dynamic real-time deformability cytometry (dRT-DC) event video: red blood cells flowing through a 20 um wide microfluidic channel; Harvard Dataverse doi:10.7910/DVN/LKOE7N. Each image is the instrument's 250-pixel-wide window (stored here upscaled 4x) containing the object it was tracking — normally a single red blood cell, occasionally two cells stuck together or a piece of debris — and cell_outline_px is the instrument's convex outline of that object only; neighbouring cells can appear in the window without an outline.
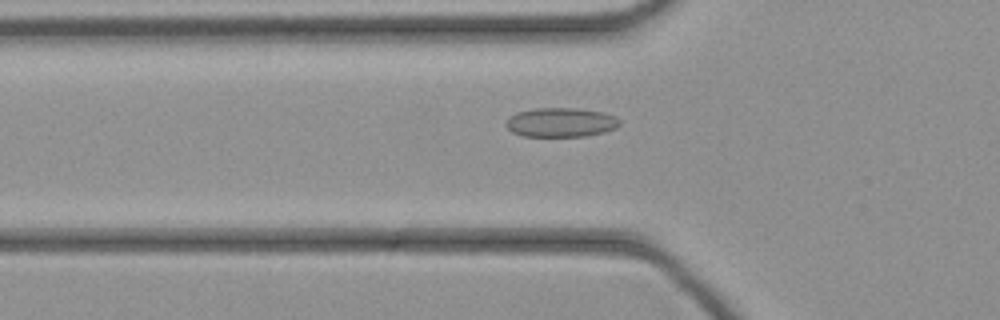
{"species": "common noctule bat (a hibernating species)", "species_latin": "Nyctalus noctula", "temperature_condition": "cold", "stored_images_in_passage": 39, "camera_frame_rate_fps": 3000, "um_per_image_px": 0.085, "animal": {"sex": "female", "body_mass_g": 21.9}, "frame": {"image": 1, "passage_image": 9, "time_ms": 2.667, "image_size_px": [1000, 320], "cell_outline_px": [[620, 124], [616, 128], [604, 132], [588, 136], [524, 136], [512, 132], [504, 124], [516, 112], [536, 108], [576, 108], [604, 112], [616, 116], [620, 120]], "centroid_in_image_um": [47.71, 10.4], "position_along_channel_um": 78.1, "area_um2": 19.42}}
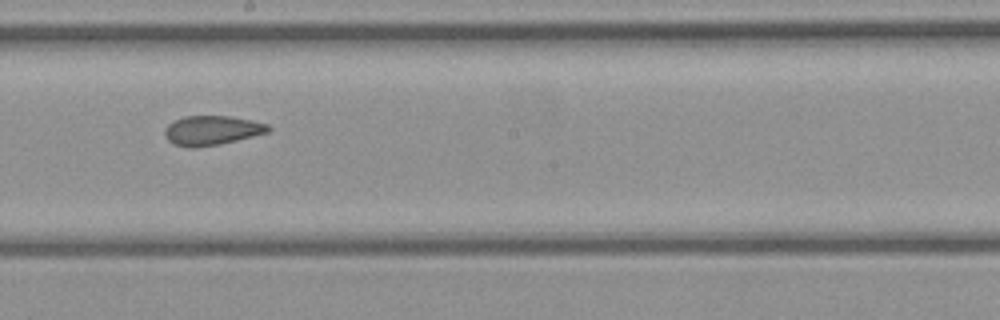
{"frame": {"image": 2, "passage_image": 19, "time_ms": 6.0, "image_size_px": [1000, 320], "cell_outline_px": [[272, 128], [268, 132], [220, 144], [196, 148], [188, 148], [172, 144], [164, 136], [164, 128], [168, 124], [184, 116], [228, 116], [252, 120], [268, 124]], "centroid_in_image_um": [17.97, 11.09], "position_along_channel_um": 230.2, "area_um2": 17.86}}
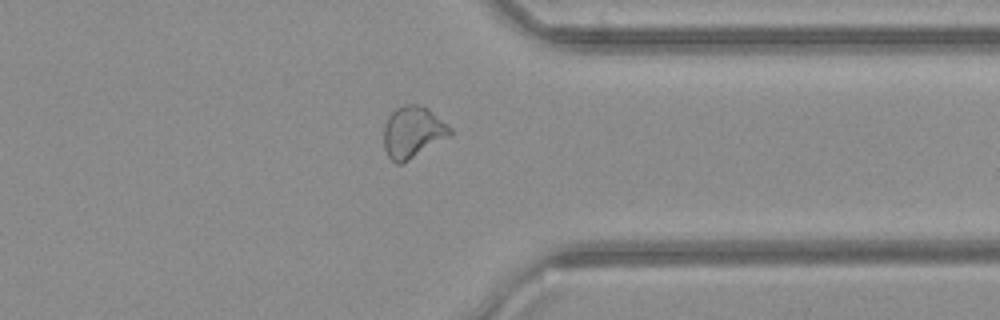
{"frame": {"image": 3, "passage_image": 29, "time_ms": 9.333, "image_size_px": [1000, 320], "cell_outline_px": [[452, 132], [448, 136], [408, 160], [400, 164], [396, 164], [388, 156], [384, 148], [384, 124], [388, 116], [396, 108], [404, 104], [416, 104], [428, 108], [452, 128]], "centroid_in_image_um": [35.05, 11.21], "position_along_channel_um": 376.3, "area_um2": 19.65}}